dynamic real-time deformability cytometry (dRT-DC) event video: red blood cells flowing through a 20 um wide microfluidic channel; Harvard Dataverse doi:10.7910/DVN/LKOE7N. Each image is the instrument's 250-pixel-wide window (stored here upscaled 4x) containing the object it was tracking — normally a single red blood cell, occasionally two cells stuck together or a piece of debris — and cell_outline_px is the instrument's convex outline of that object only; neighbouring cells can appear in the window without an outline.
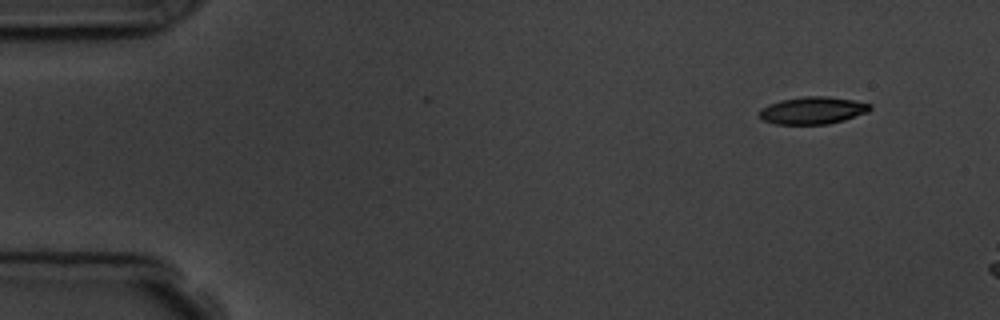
{"species": "common noctule bat (a hibernating species)", "species_latin": "Nyctalus noctula", "temperature_condition": "room temperature", "stored_images_in_passage": 3, "camera_frame_rate_fps": 3000, "um_per_image_px": 0.085, "animal": {"sex": "male", "body_mass_g": 19.5, "forearm_length_mm": 54.6}, "frame": {"image": 1, "passage_image": 1, "time_ms": 0.0, "image_size_px": [1000, 320], "cell_outline_px": [[872, 108], [868, 112], [844, 120], [828, 124], [776, 124], [764, 120], [760, 116], [760, 112], [768, 104], [780, 100], [804, 96], [828, 96], [852, 100], [872, 104]], "centroid_in_image_um": [69.12, 9.38], "position_along_channel_um": 15.9, "area_um2": 17.51}}